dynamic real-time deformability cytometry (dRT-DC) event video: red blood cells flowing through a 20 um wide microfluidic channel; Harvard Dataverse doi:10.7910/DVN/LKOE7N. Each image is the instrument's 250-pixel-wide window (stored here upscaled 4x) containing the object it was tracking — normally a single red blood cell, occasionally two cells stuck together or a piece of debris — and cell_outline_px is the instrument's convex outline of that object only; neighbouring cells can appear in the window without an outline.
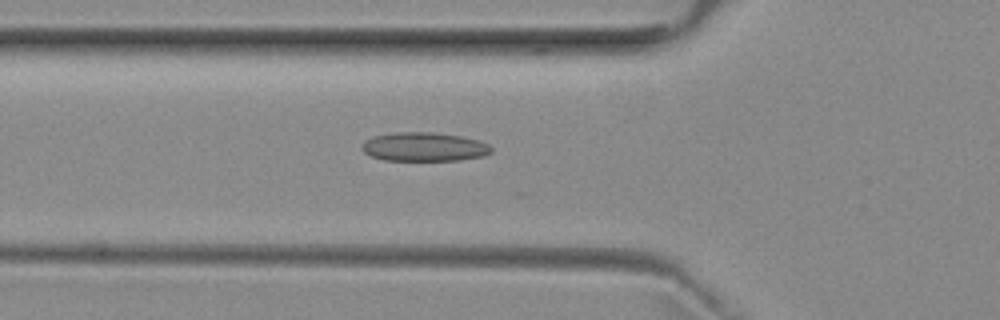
{"species": "common noctule bat (a hibernating species)", "species_latin": "Nyctalus noctula", "temperature_condition": "room temperature", "stored_images_in_passage": 46, "camera_frame_rate_fps": 3000, "um_per_image_px": 0.085, "animal": {"sex": "female", "body_mass_g": 29.2, "forearm_length_mm": 56.3}, "frame": {"image": 1, "passage_image": 18, "time_ms": 5.667, "image_size_px": [1000, 320], "cell_outline_px": [[492, 152], [484, 156], [460, 160], [384, 160], [372, 156], [364, 152], [360, 148], [360, 144], [364, 140], [372, 136], [396, 132], [432, 132], [460, 136], [476, 140], [488, 144], [492, 148]], "centroid_in_image_um": [36.01, 12.48], "position_along_channel_um": 89.8, "area_um2": 21.85}}
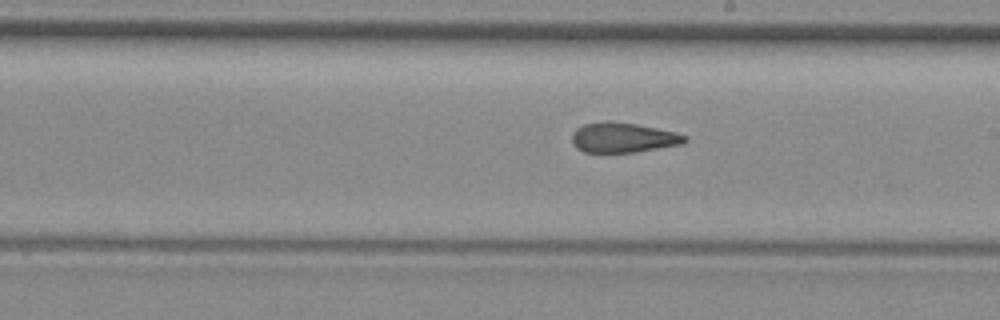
{"frame": {"image": 2, "passage_image": 29, "time_ms": 9.333, "image_size_px": [1000, 320], "cell_outline_px": [[688, 140], [684, 144], [636, 152], [584, 152], [576, 148], [572, 144], [572, 132], [576, 128], [584, 124], [636, 124], [676, 132], [688, 136]], "centroid_in_image_um": [53.02, 11.74], "position_along_channel_um": 236.0, "area_um2": 19.19}}
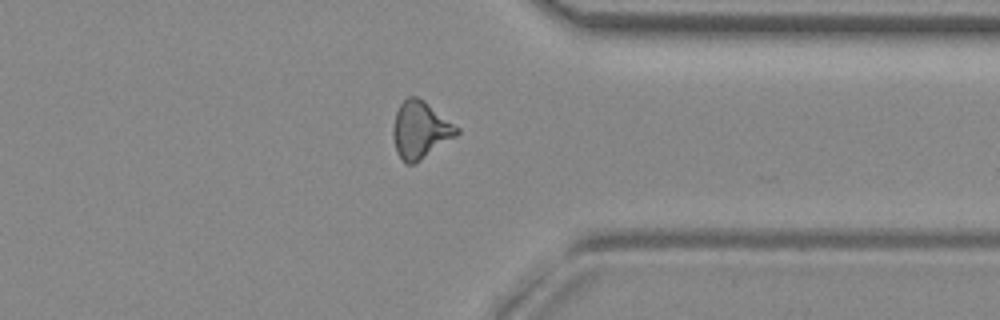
{"frame": {"image": 3, "passage_image": 40, "time_ms": 13.0, "image_size_px": [1000, 320], "cell_outline_px": [[460, 132], [456, 136], [416, 164], [404, 164], [396, 152], [392, 132], [392, 128], [396, 112], [400, 104], [408, 96], [416, 96], [424, 100], [460, 128]], "centroid_in_image_um": [35.72, 11.06], "position_along_channel_um": 375.7, "area_um2": 21.44}, "authors_computed_cell_mechanics": {"area_um2": 20.7213, "velocity_mm_per_s": 3.9778, "shape_relaxation_time_tau1_ms": null, "shape_relaxation_time_tau2_ms": 2.8416, "deformation_change_tau1": null, "deformation_change_tau2": 0.1221}}